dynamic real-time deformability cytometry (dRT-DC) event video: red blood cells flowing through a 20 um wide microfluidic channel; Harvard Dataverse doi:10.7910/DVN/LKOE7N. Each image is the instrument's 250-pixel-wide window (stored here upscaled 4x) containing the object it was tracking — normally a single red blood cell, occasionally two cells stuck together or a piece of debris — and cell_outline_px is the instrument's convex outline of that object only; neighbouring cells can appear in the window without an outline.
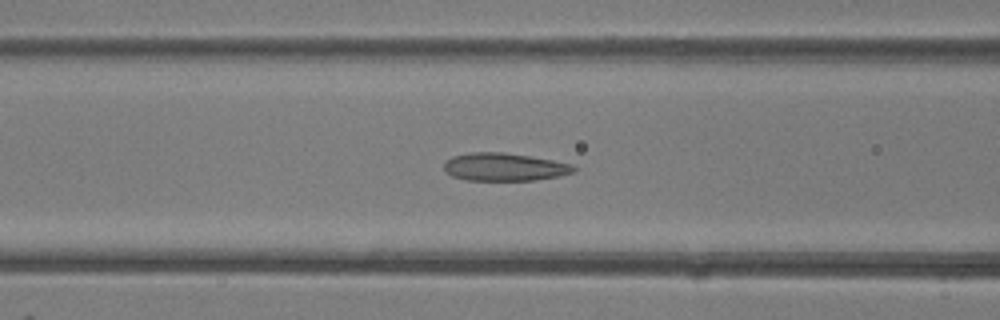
{"species": "common noctule bat (a hibernating species)", "species_latin": "Nyctalus noctula", "temperature_condition": "room temperature", "stored_images_in_passage": 41, "camera_frame_rate_fps": 3000, "um_per_image_px": 0.085, "animal": {"sex": "female"}, "frame": {"image": 1, "passage_image": 16, "time_ms": 5.0, "image_size_px": [1000, 320], "cell_outline_px": [[576, 172], [560, 176], [536, 180], [464, 180], [452, 176], [444, 172], [444, 160], [452, 156], [472, 152], [504, 152], [552, 160], [572, 164], [576, 168]], "centroid_in_image_um": [42.85, 14.19], "position_along_channel_um": 123.8, "area_um2": 21.27}}
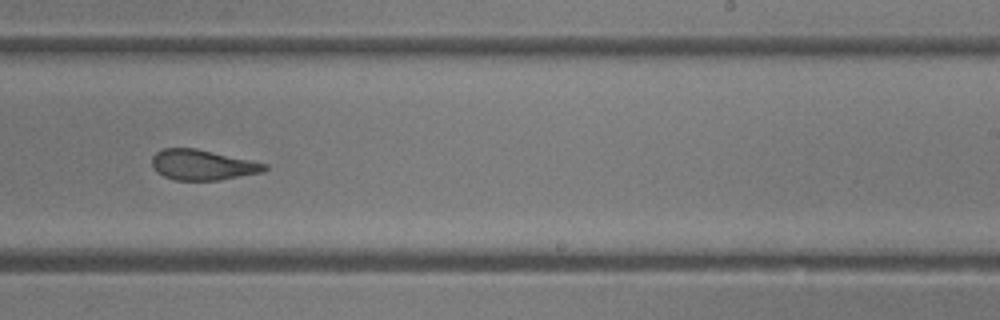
{"frame": {"image": 2, "passage_image": 25, "time_ms": 8.0, "image_size_px": [1000, 320], "cell_outline_px": [[268, 168], [264, 172], [220, 180], [176, 180], [164, 176], [156, 172], [152, 168], [152, 156], [156, 152], [164, 148], [196, 148], [268, 164]], "centroid_in_image_um": [17.21, 14.02], "position_along_channel_um": 271.8, "area_um2": 20.0}}
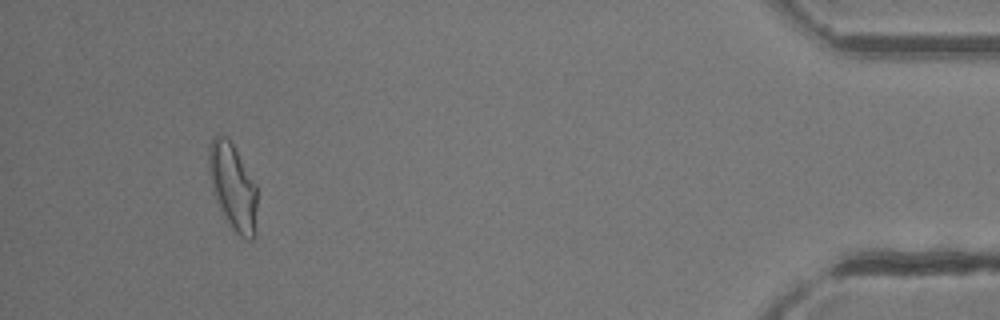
{"frame": {"image": 3, "passage_image": 38, "time_ms": 12.333, "image_size_px": [1000, 320], "cell_outline_px": [[256, 236], [252, 240], [248, 240], [240, 236], [228, 224], [212, 192], [208, 172], [208, 148], [212, 140], [216, 136], [224, 136], [232, 144], [256, 184]], "centroid_in_image_um": [19.78, 15.92], "position_along_channel_um": 415.4, "area_um2": 24.28}}